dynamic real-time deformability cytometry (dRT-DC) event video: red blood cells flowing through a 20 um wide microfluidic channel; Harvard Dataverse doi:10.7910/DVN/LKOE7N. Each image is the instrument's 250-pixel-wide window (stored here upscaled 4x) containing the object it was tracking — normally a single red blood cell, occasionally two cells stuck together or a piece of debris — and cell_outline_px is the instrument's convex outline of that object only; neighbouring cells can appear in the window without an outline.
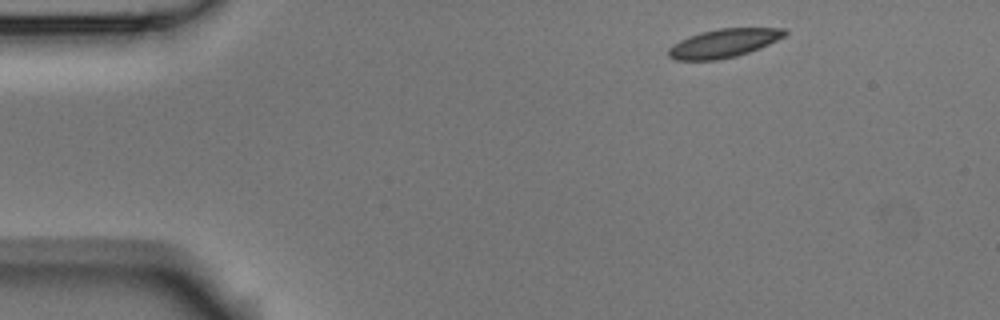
{"species": "Egyptian fruit bat (a non-hibernating species)", "species_latin": "Rousettus aegyptiacus", "temperature_condition": "room temperature", "stored_images_in_passage": 4, "camera_frame_rate_fps": 3000, "um_per_image_px": 0.085, "animal": {"sex": "male"}, "frame": {"image": 1, "passage_image": 1, "time_ms": 0.0, "image_size_px": [1000, 320], "cell_outline_px": [[788, 32], [784, 36], [760, 48], [736, 56], [716, 60], [676, 60], [668, 56], [668, 48], [680, 40], [688, 36], [700, 32], [720, 28], [784, 28]], "centroid_in_image_um": [61.49, 3.67], "position_along_channel_um": 23.5, "area_um2": 19.25}}
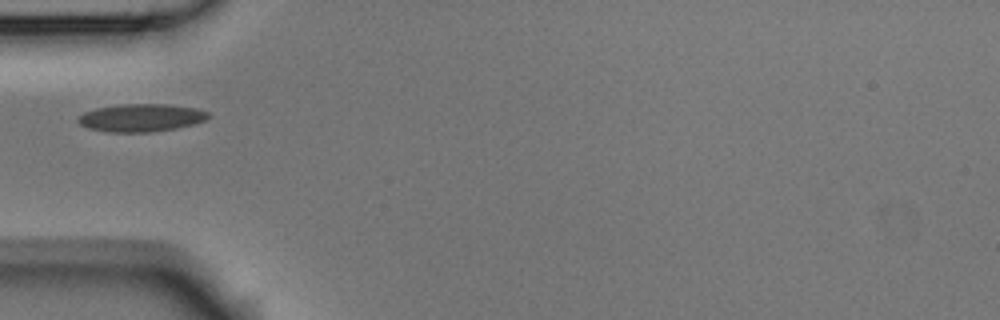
{"frame": {"image": 2, "passage_image": 4, "time_ms": 1.0, "image_size_px": [1000, 320], "cell_outline_px": [[208, 116], [204, 120], [196, 124], [176, 128], [148, 132], [104, 132], [88, 128], [80, 124], [76, 120], [76, 116], [84, 112], [96, 108], [120, 104], [168, 104], [196, 108], [208, 112]], "centroid_in_image_um": [11.94, 10.01], "position_along_channel_um": 73.1, "area_um2": 21.21}}